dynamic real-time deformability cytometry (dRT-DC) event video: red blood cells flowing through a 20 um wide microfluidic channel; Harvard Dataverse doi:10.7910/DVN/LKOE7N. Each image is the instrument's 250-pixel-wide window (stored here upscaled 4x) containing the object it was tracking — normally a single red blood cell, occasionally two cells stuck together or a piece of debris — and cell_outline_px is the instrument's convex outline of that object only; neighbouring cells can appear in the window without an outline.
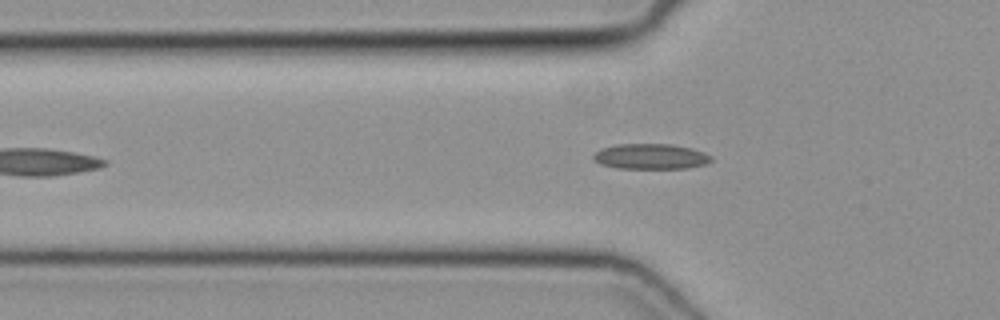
{"species": "common noctule bat (a hibernating species)", "species_latin": "Nyctalus noctula", "temperature_condition": "cold", "stored_images_in_passage": 36, "camera_frame_rate_fps": 3000, "um_per_image_px": 0.085, "animal": {"sex": "female", "body_mass_g": 19.3, "forearm_length_mm": 54.1}, "frame": {"image": 1, "passage_image": 6, "time_ms": 1.667, "image_size_px": [1000, 320], "cell_outline_px": [[712, 160], [704, 164], [688, 168], [616, 168], [600, 164], [592, 160], [592, 156], [600, 148], [616, 144], [672, 144], [692, 148], [704, 152], [712, 156]], "centroid_in_image_um": [55.28, 13.29], "position_along_channel_um": 70.5, "area_um2": 17.57}}
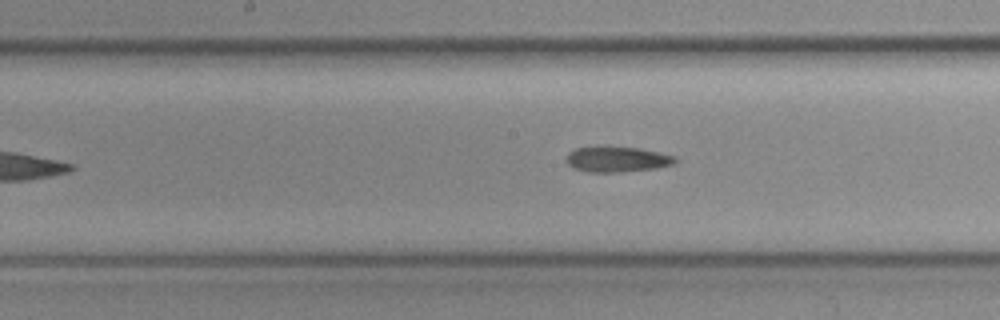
{"frame": {"image": 2, "passage_image": 15, "time_ms": 4.667, "image_size_px": [1000, 320], "cell_outline_px": [[676, 160], [672, 164], [656, 168], [620, 172], [588, 172], [572, 168], [568, 164], [568, 152], [576, 148], [640, 148], [676, 156]], "centroid_in_image_um": [52.46, 13.56], "position_along_channel_um": 195.7, "area_um2": 15.66}}
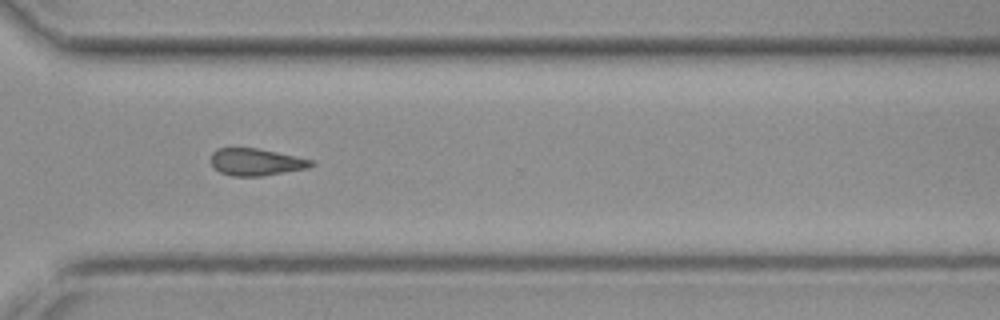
{"frame": {"image": 3, "passage_image": 26, "time_ms": 8.333, "image_size_px": [1000, 320], "cell_outline_px": [[316, 164], [308, 168], [264, 176], [232, 176], [220, 172], [212, 164], [212, 152], [216, 148], [256, 148], [276, 152], [312, 160]], "centroid_in_image_um": [21.77, 13.78], "position_along_channel_um": 348.8, "area_um2": 15.72}}